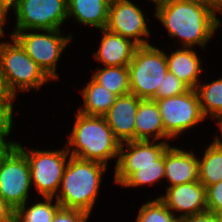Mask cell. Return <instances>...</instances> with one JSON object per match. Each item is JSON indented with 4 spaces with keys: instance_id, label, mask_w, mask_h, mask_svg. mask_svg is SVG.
I'll list each match as a JSON object with an SVG mask.
<instances>
[{
    "instance_id": "obj_36",
    "label": "cell",
    "mask_w": 222,
    "mask_h": 222,
    "mask_svg": "<svg viewBox=\"0 0 222 222\" xmlns=\"http://www.w3.org/2000/svg\"><path fill=\"white\" fill-rule=\"evenodd\" d=\"M10 8L0 0V19H8V13H10Z\"/></svg>"
},
{
    "instance_id": "obj_19",
    "label": "cell",
    "mask_w": 222,
    "mask_h": 222,
    "mask_svg": "<svg viewBox=\"0 0 222 222\" xmlns=\"http://www.w3.org/2000/svg\"><path fill=\"white\" fill-rule=\"evenodd\" d=\"M170 142L134 140L120 143L116 165L157 164V159L166 151Z\"/></svg>"
},
{
    "instance_id": "obj_20",
    "label": "cell",
    "mask_w": 222,
    "mask_h": 222,
    "mask_svg": "<svg viewBox=\"0 0 222 222\" xmlns=\"http://www.w3.org/2000/svg\"><path fill=\"white\" fill-rule=\"evenodd\" d=\"M110 1L67 0L68 19L73 17V20L78 24L94 27L95 30L106 28Z\"/></svg>"
},
{
    "instance_id": "obj_16",
    "label": "cell",
    "mask_w": 222,
    "mask_h": 222,
    "mask_svg": "<svg viewBox=\"0 0 222 222\" xmlns=\"http://www.w3.org/2000/svg\"><path fill=\"white\" fill-rule=\"evenodd\" d=\"M113 184L122 188L145 187L160 184L165 180L164 153L157 159V164L116 165Z\"/></svg>"
},
{
    "instance_id": "obj_4",
    "label": "cell",
    "mask_w": 222,
    "mask_h": 222,
    "mask_svg": "<svg viewBox=\"0 0 222 222\" xmlns=\"http://www.w3.org/2000/svg\"><path fill=\"white\" fill-rule=\"evenodd\" d=\"M0 45V71L10 91L28 93L41 89L52 80L12 37Z\"/></svg>"
},
{
    "instance_id": "obj_22",
    "label": "cell",
    "mask_w": 222,
    "mask_h": 222,
    "mask_svg": "<svg viewBox=\"0 0 222 222\" xmlns=\"http://www.w3.org/2000/svg\"><path fill=\"white\" fill-rule=\"evenodd\" d=\"M199 156V182L208 187L222 181V145L214 140Z\"/></svg>"
},
{
    "instance_id": "obj_12",
    "label": "cell",
    "mask_w": 222,
    "mask_h": 222,
    "mask_svg": "<svg viewBox=\"0 0 222 222\" xmlns=\"http://www.w3.org/2000/svg\"><path fill=\"white\" fill-rule=\"evenodd\" d=\"M165 192L157 198L179 219L207 211L206 187L199 181L171 186Z\"/></svg>"
},
{
    "instance_id": "obj_35",
    "label": "cell",
    "mask_w": 222,
    "mask_h": 222,
    "mask_svg": "<svg viewBox=\"0 0 222 222\" xmlns=\"http://www.w3.org/2000/svg\"><path fill=\"white\" fill-rule=\"evenodd\" d=\"M179 1L195 3L207 7H214V0H179Z\"/></svg>"
},
{
    "instance_id": "obj_24",
    "label": "cell",
    "mask_w": 222,
    "mask_h": 222,
    "mask_svg": "<svg viewBox=\"0 0 222 222\" xmlns=\"http://www.w3.org/2000/svg\"><path fill=\"white\" fill-rule=\"evenodd\" d=\"M94 71L92 78L116 96L130 93L128 66H103Z\"/></svg>"
},
{
    "instance_id": "obj_39",
    "label": "cell",
    "mask_w": 222,
    "mask_h": 222,
    "mask_svg": "<svg viewBox=\"0 0 222 222\" xmlns=\"http://www.w3.org/2000/svg\"><path fill=\"white\" fill-rule=\"evenodd\" d=\"M5 3L10 9L16 4L17 0H1Z\"/></svg>"
},
{
    "instance_id": "obj_7",
    "label": "cell",
    "mask_w": 222,
    "mask_h": 222,
    "mask_svg": "<svg viewBox=\"0 0 222 222\" xmlns=\"http://www.w3.org/2000/svg\"><path fill=\"white\" fill-rule=\"evenodd\" d=\"M16 146L26 155L30 164L31 185L36 194L55 198L70 154L64 144L62 149H26L20 142Z\"/></svg>"
},
{
    "instance_id": "obj_2",
    "label": "cell",
    "mask_w": 222,
    "mask_h": 222,
    "mask_svg": "<svg viewBox=\"0 0 222 222\" xmlns=\"http://www.w3.org/2000/svg\"><path fill=\"white\" fill-rule=\"evenodd\" d=\"M107 168L101 162L70 155L55 199L61 207L78 209L91 215Z\"/></svg>"
},
{
    "instance_id": "obj_11",
    "label": "cell",
    "mask_w": 222,
    "mask_h": 222,
    "mask_svg": "<svg viewBox=\"0 0 222 222\" xmlns=\"http://www.w3.org/2000/svg\"><path fill=\"white\" fill-rule=\"evenodd\" d=\"M140 5L131 0H111L106 28L122 37L131 39L138 46L151 45V32L146 14Z\"/></svg>"
},
{
    "instance_id": "obj_31",
    "label": "cell",
    "mask_w": 222,
    "mask_h": 222,
    "mask_svg": "<svg viewBox=\"0 0 222 222\" xmlns=\"http://www.w3.org/2000/svg\"><path fill=\"white\" fill-rule=\"evenodd\" d=\"M179 220L181 222H222V215L205 211L199 214L183 217Z\"/></svg>"
},
{
    "instance_id": "obj_15",
    "label": "cell",
    "mask_w": 222,
    "mask_h": 222,
    "mask_svg": "<svg viewBox=\"0 0 222 222\" xmlns=\"http://www.w3.org/2000/svg\"><path fill=\"white\" fill-rule=\"evenodd\" d=\"M99 31L102 34L98 50L93 52L95 61L101 66H128L138 45L107 28Z\"/></svg>"
},
{
    "instance_id": "obj_3",
    "label": "cell",
    "mask_w": 222,
    "mask_h": 222,
    "mask_svg": "<svg viewBox=\"0 0 222 222\" xmlns=\"http://www.w3.org/2000/svg\"><path fill=\"white\" fill-rule=\"evenodd\" d=\"M74 124L65 146L71 156L84 160L118 161L120 142L107 124L104 116H89L76 111Z\"/></svg>"
},
{
    "instance_id": "obj_27",
    "label": "cell",
    "mask_w": 222,
    "mask_h": 222,
    "mask_svg": "<svg viewBox=\"0 0 222 222\" xmlns=\"http://www.w3.org/2000/svg\"><path fill=\"white\" fill-rule=\"evenodd\" d=\"M14 101H0V142L6 144L9 148L15 147L19 141L8 140L13 132L15 124L14 119Z\"/></svg>"
},
{
    "instance_id": "obj_32",
    "label": "cell",
    "mask_w": 222,
    "mask_h": 222,
    "mask_svg": "<svg viewBox=\"0 0 222 222\" xmlns=\"http://www.w3.org/2000/svg\"><path fill=\"white\" fill-rule=\"evenodd\" d=\"M15 210L0 196V222H9L14 218Z\"/></svg>"
},
{
    "instance_id": "obj_21",
    "label": "cell",
    "mask_w": 222,
    "mask_h": 222,
    "mask_svg": "<svg viewBox=\"0 0 222 222\" xmlns=\"http://www.w3.org/2000/svg\"><path fill=\"white\" fill-rule=\"evenodd\" d=\"M83 103L77 111L89 116H104L116 100V95L92 77L80 90Z\"/></svg>"
},
{
    "instance_id": "obj_33",
    "label": "cell",
    "mask_w": 222,
    "mask_h": 222,
    "mask_svg": "<svg viewBox=\"0 0 222 222\" xmlns=\"http://www.w3.org/2000/svg\"><path fill=\"white\" fill-rule=\"evenodd\" d=\"M14 94L10 91L4 76L0 71V101H16Z\"/></svg>"
},
{
    "instance_id": "obj_38",
    "label": "cell",
    "mask_w": 222,
    "mask_h": 222,
    "mask_svg": "<svg viewBox=\"0 0 222 222\" xmlns=\"http://www.w3.org/2000/svg\"><path fill=\"white\" fill-rule=\"evenodd\" d=\"M214 11L216 17L218 16L217 14L222 15V0H214Z\"/></svg>"
},
{
    "instance_id": "obj_9",
    "label": "cell",
    "mask_w": 222,
    "mask_h": 222,
    "mask_svg": "<svg viewBox=\"0 0 222 222\" xmlns=\"http://www.w3.org/2000/svg\"><path fill=\"white\" fill-rule=\"evenodd\" d=\"M156 101L164 126L165 134L173 141L197 127L198 124L207 121L204 117L195 89ZM197 125V126H196Z\"/></svg>"
},
{
    "instance_id": "obj_30",
    "label": "cell",
    "mask_w": 222,
    "mask_h": 222,
    "mask_svg": "<svg viewBox=\"0 0 222 222\" xmlns=\"http://www.w3.org/2000/svg\"><path fill=\"white\" fill-rule=\"evenodd\" d=\"M90 215L78 209L59 207L52 222H89Z\"/></svg>"
},
{
    "instance_id": "obj_40",
    "label": "cell",
    "mask_w": 222,
    "mask_h": 222,
    "mask_svg": "<svg viewBox=\"0 0 222 222\" xmlns=\"http://www.w3.org/2000/svg\"><path fill=\"white\" fill-rule=\"evenodd\" d=\"M9 147L6 144H3L0 142V157L4 154V152L8 149Z\"/></svg>"
},
{
    "instance_id": "obj_34",
    "label": "cell",
    "mask_w": 222,
    "mask_h": 222,
    "mask_svg": "<svg viewBox=\"0 0 222 222\" xmlns=\"http://www.w3.org/2000/svg\"><path fill=\"white\" fill-rule=\"evenodd\" d=\"M214 122L216 123V126L218 127V133H219V131H220V135H221V136H219V134H218V135L216 134L215 137L213 138V140H214L216 143L222 145V115H219V116L214 120Z\"/></svg>"
},
{
    "instance_id": "obj_37",
    "label": "cell",
    "mask_w": 222,
    "mask_h": 222,
    "mask_svg": "<svg viewBox=\"0 0 222 222\" xmlns=\"http://www.w3.org/2000/svg\"><path fill=\"white\" fill-rule=\"evenodd\" d=\"M7 20H8V19H0V39H1L0 45L5 42V41H3L2 39H3V37H4V39H5V37H6L5 34H7V33H5V29H4L5 26L8 24V23H7ZM2 41H3V42H2Z\"/></svg>"
},
{
    "instance_id": "obj_23",
    "label": "cell",
    "mask_w": 222,
    "mask_h": 222,
    "mask_svg": "<svg viewBox=\"0 0 222 222\" xmlns=\"http://www.w3.org/2000/svg\"><path fill=\"white\" fill-rule=\"evenodd\" d=\"M200 81L195 88L201 111L206 119L214 121L222 115V77L206 83Z\"/></svg>"
},
{
    "instance_id": "obj_13",
    "label": "cell",
    "mask_w": 222,
    "mask_h": 222,
    "mask_svg": "<svg viewBox=\"0 0 222 222\" xmlns=\"http://www.w3.org/2000/svg\"><path fill=\"white\" fill-rule=\"evenodd\" d=\"M165 179L168 187L199 181V156L192 151L169 145L164 152Z\"/></svg>"
},
{
    "instance_id": "obj_17",
    "label": "cell",
    "mask_w": 222,
    "mask_h": 222,
    "mask_svg": "<svg viewBox=\"0 0 222 222\" xmlns=\"http://www.w3.org/2000/svg\"><path fill=\"white\" fill-rule=\"evenodd\" d=\"M200 53L193 48L178 47L170 50V53L166 51V61L168 70L173 73L179 80H181L189 89H195L201 79L199 78L204 73V67H202L199 57Z\"/></svg>"
},
{
    "instance_id": "obj_28",
    "label": "cell",
    "mask_w": 222,
    "mask_h": 222,
    "mask_svg": "<svg viewBox=\"0 0 222 222\" xmlns=\"http://www.w3.org/2000/svg\"><path fill=\"white\" fill-rule=\"evenodd\" d=\"M189 88L169 71L165 75L162 84H160L156 95L151 100L173 97L185 93Z\"/></svg>"
},
{
    "instance_id": "obj_41",
    "label": "cell",
    "mask_w": 222,
    "mask_h": 222,
    "mask_svg": "<svg viewBox=\"0 0 222 222\" xmlns=\"http://www.w3.org/2000/svg\"><path fill=\"white\" fill-rule=\"evenodd\" d=\"M161 1H164V0H149L148 2H152V3L156 4V3L161 2Z\"/></svg>"
},
{
    "instance_id": "obj_10",
    "label": "cell",
    "mask_w": 222,
    "mask_h": 222,
    "mask_svg": "<svg viewBox=\"0 0 222 222\" xmlns=\"http://www.w3.org/2000/svg\"><path fill=\"white\" fill-rule=\"evenodd\" d=\"M11 10L14 30H61L68 21L67 0H17Z\"/></svg>"
},
{
    "instance_id": "obj_8",
    "label": "cell",
    "mask_w": 222,
    "mask_h": 222,
    "mask_svg": "<svg viewBox=\"0 0 222 222\" xmlns=\"http://www.w3.org/2000/svg\"><path fill=\"white\" fill-rule=\"evenodd\" d=\"M31 175L26 155L17 147L0 157V196L14 210L30 200Z\"/></svg>"
},
{
    "instance_id": "obj_6",
    "label": "cell",
    "mask_w": 222,
    "mask_h": 222,
    "mask_svg": "<svg viewBox=\"0 0 222 222\" xmlns=\"http://www.w3.org/2000/svg\"><path fill=\"white\" fill-rule=\"evenodd\" d=\"M130 93L152 99L167 74L166 52L158 45L138 46L128 64Z\"/></svg>"
},
{
    "instance_id": "obj_5",
    "label": "cell",
    "mask_w": 222,
    "mask_h": 222,
    "mask_svg": "<svg viewBox=\"0 0 222 222\" xmlns=\"http://www.w3.org/2000/svg\"><path fill=\"white\" fill-rule=\"evenodd\" d=\"M62 30H13L10 34L38 64L45 74L57 81L58 61L63 51L73 42V34L62 33Z\"/></svg>"
},
{
    "instance_id": "obj_25",
    "label": "cell",
    "mask_w": 222,
    "mask_h": 222,
    "mask_svg": "<svg viewBox=\"0 0 222 222\" xmlns=\"http://www.w3.org/2000/svg\"><path fill=\"white\" fill-rule=\"evenodd\" d=\"M42 198L41 201L31 203L29 207V201L18 207L14 215L16 222H52L60 203L53 197Z\"/></svg>"
},
{
    "instance_id": "obj_1",
    "label": "cell",
    "mask_w": 222,
    "mask_h": 222,
    "mask_svg": "<svg viewBox=\"0 0 222 222\" xmlns=\"http://www.w3.org/2000/svg\"><path fill=\"white\" fill-rule=\"evenodd\" d=\"M154 6V18L166 29L168 37L174 39V44L180 43L179 47L206 49L222 25L214 7L179 0H164Z\"/></svg>"
},
{
    "instance_id": "obj_29",
    "label": "cell",
    "mask_w": 222,
    "mask_h": 222,
    "mask_svg": "<svg viewBox=\"0 0 222 222\" xmlns=\"http://www.w3.org/2000/svg\"><path fill=\"white\" fill-rule=\"evenodd\" d=\"M207 211L222 215V181L206 188Z\"/></svg>"
},
{
    "instance_id": "obj_14",
    "label": "cell",
    "mask_w": 222,
    "mask_h": 222,
    "mask_svg": "<svg viewBox=\"0 0 222 222\" xmlns=\"http://www.w3.org/2000/svg\"><path fill=\"white\" fill-rule=\"evenodd\" d=\"M141 100L132 93L117 96L104 115L115 138L120 143L135 140V117Z\"/></svg>"
},
{
    "instance_id": "obj_42",
    "label": "cell",
    "mask_w": 222,
    "mask_h": 222,
    "mask_svg": "<svg viewBox=\"0 0 222 222\" xmlns=\"http://www.w3.org/2000/svg\"><path fill=\"white\" fill-rule=\"evenodd\" d=\"M9 222H16V219H15V217L11 220V221H9Z\"/></svg>"
},
{
    "instance_id": "obj_26",
    "label": "cell",
    "mask_w": 222,
    "mask_h": 222,
    "mask_svg": "<svg viewBox=\"0 0 222 222\" xmlns=\"http://www.w3.org/2000/svg\"><path fill=\"white\" fill-rule=\"evenodd\" d=\"M179 220L157 197L144 202L140 207L135 222H177Z\"/></svg>"
},
{
    "instance_id": "obj_18",
    "label": "cell",
    "mask_w": 222,
    "mask_h": 222,
    "mask_svg": "<svg viewBox=\"0 0 222 222\" xmlns=\"http://www.w3.org/2000/svg\"><path fill=\"white\" fill-rule=\"evenodd\" d=\"M135 140H172L165 134L159 107L156 101L142 99L135 117Z\"/></svg>"
}]
</instances>
